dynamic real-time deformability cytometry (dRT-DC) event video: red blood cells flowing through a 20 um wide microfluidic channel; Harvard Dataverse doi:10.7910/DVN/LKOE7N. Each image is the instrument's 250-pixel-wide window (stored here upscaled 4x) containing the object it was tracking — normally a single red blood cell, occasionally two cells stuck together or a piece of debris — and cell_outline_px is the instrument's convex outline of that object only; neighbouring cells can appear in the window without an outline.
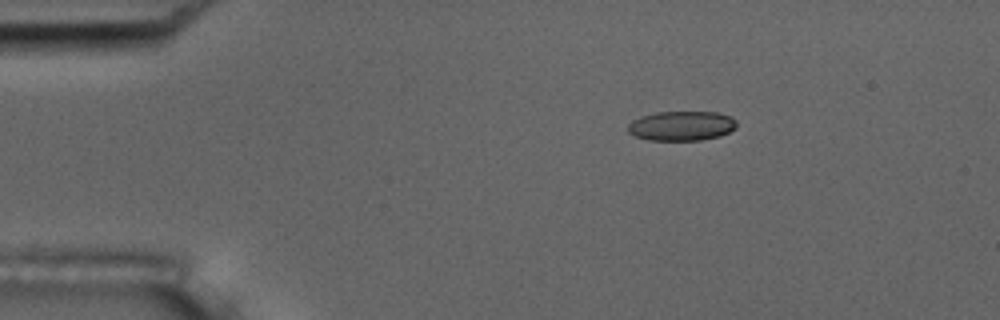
{"species": "common noctule bat (a hibernating species)", "species_latin": "Nyctalus noctula", "temperature_condition": "room temperature", "stored_images_in_passage": 46, "camera_frame_rate_fps": 3000, "um_per_image_px": 0.085, "animal": {"sex": "male", "body_mass_g": 17.5, "forearm_length_mm": 52.3}, "frame": {"image": 1, "passage_image": 1, "time_ms": 0.0, "image_size_px": [1000, 320], "cell_outline_px": [[736, 128], [720, 136], [700, 140], [648, 140], [632, 136], [628, 132], [628, 124], [632, 120], [640, 116], [656, 112], [716, 112], [732, 116], [736, 120]], "centroid_in_image_um": [57.91, 10.7], "position_along_channel_um": 27.1, "area_um2": 18.96}}
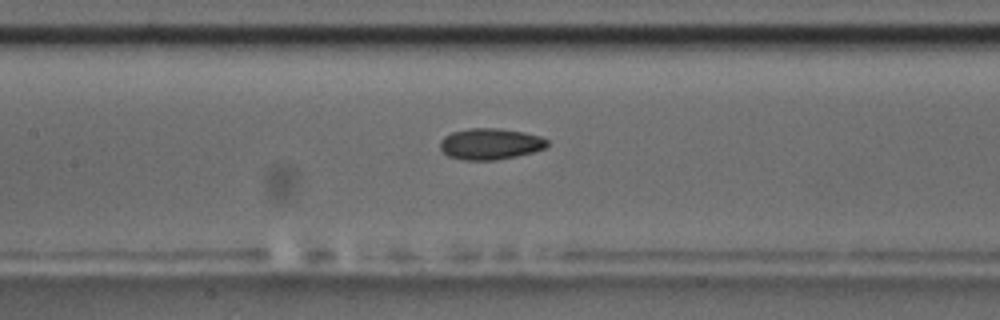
{"frame": {"image": 2, "passage_image": 17, "time_ms": 5.333, "image_size_px": [1000, 320], "cell_outline_px": [[548, 144], [544, 148], [532, 152], [516, 156], [496, 160], [464, 160], [448, 156], [440, 148], [440, 140], [444, 136], [452, 132], [468, 128], [500, 128], [524, 132], [540, 136], [548, 140]], "centroid_in_image_um": [41.66, 12.22], "position_along_channel_um": 165.7, "area_um2": 19.54}}
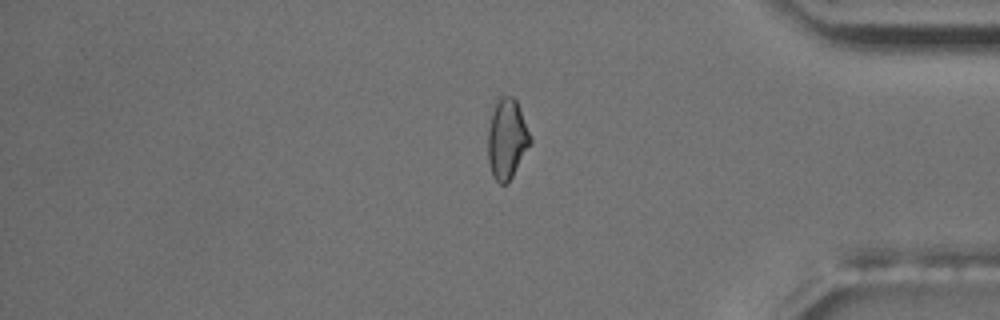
{"frame": {"image": 3, "passage_image": 37, "time_ms": 12.0, "image_size_px": [1000, 320], "cell_outline_px": [[532, 140], [508, 184], [500, 184], [492, 176], [488, 164], [488, 132], [492, 112], [496, 96], [512, 96], [516, 100], [532, 136]], "centroid_in_image_um": [43.08, 11.8], "position_along_channel_um": 392.1, "area_um2": 19.94}, "authors_computed_cell_mechanics": {"area_um2": 19.2185, "velocity_mm_per_s": 3.7559, "shape_relaxation_time_tau1_ms": 6.4787, "shape_relaxation_time_tau2_ms": 3.05, "deformation_change_tau1": 0.1315, "deformation_change_tau2": 0.0841}}